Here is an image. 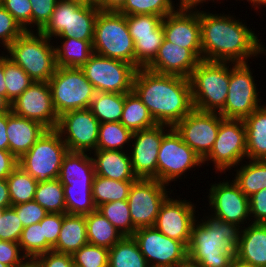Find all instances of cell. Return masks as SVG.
<instances>
[{
	"mask_svg": "<svg viewBox=\"0 0 266 267\" xmlns=\"http://www.w3.org/2000/svg\"><path fill=\"white\" fill-rule=\"evenodd\" d=\"M230 15L199 10L202 60L248 63L266 53L255 32Z\"/></svg>",
	"mask_w": 266,
	"mask_h": 267,
	"instance_id": "cell-1",
	"label": "cell"
},
{
	"mask_svg": "<svg viewBox=\"0 0 266 267\" xmlns=\"http://www.w3.org/2000/svg\"><path fill=\"white\" fill-rule=\"evenodd\" d=\"M132 90L147 107L157 124L174 127L193 109L190 79L136 70Z\"/></svg>",
	"mask_w": 266,
	"mask_h": 267,
	"instance_id": "cell-2",
	"label": "cell"
},
{
	"mask_svg": "<svg viewBox=\"0 0 266 267\" xmlns=\"http://www.w3.org/2000/svg\"><path fill=\"white\" fill-rule=\"evenodd\" d=\"M207 216L193 224L188 260L199 267H229L237 255L242 227L213 214Z\"/></svg>",
	"mask_w": 266,
	"mask_h": 267,
	"instance_id": "cell-3",
	"label": "cell"
},
{
	"mask_svg": "<svg viewBox=\"0 0 266 267\" xmlns=\"http://www.w3.org/2000/svg\"><path fill=\"white\" fill-rule=\"evenodd\" d=\"M34 32L36 31H24L5 50L7 57L19 65L33 81L48 82L57 68L55 45H52V39L40 31Z\"/></svg>",
	"mask_w": 266,
	"mask_h": 267,
	"instance_id": "cell-4",
	"label": "cell"
},
{
	"mask_svg": "<svg viewBox=\"0 0 266 267\" xmlns=\"http://www.w3.org/2000/svg\"><path fill=\"white\" fill-rule=\"evenodd\" d=\"M230 62L201 60L190 76L194 109L219 113L226 103Z\"/></svg>",
	"mask_w": 266,
	"mask_h": 267,
	"instance_id": "cell-5",
	"label": "cell"
},
{
	"mask_svg": "<svg viewBox=\"0 0 266 267\" xmlns=\"http://www.w3.org/2000/svg\"><path fill=\"white\" fill-rule=\"evenodd\" d=\"M93 53L118 59L135 67V48L126 17L115 11H99L94 25Z\"/></svg>",
	"mask_w": 266,
	"mask_h": 267,
	"instance_id": "cell-6",
	"label": "cell"
},
{
	"mask_svg": "<svg viewBox=\"0 0 266 267\" xmlns=\"http://www.w3.org/2000/svg\"><path fill=\"white\" fill-rule=\"evenodd\" d=\"M100 9L94 5H84L68 0H58L47 24L40 32L52 37H72L93 41L94 25Z\"/></svg>",
	"mask_w": 266,
	"mask_h": 267,
	"instance_id": "cell-7",
	"label": "cell"
},
{
	"mask_svg": "<svg viewBox=\"0 0 266 267\" xmlns=\"http://www.w3.org/2000/svg\"><path fill=\"white\" fill-rule=\"evenodd\" d=\"M68 148L56 129H47L36 143L18 159V165L36 181L57 179Z\"/></svg>",
	"mask_w": 266,
	"mask_h": 267,
	"instance_id": "cell-8",
	"label": "cell"
},
{
	"mask_svg": "<svg viewBox=\"0 0 266 267\" xmlns=\"http://www.w3.org/2000/svg\"><path fill=\"white\" fill-rule=\"evenodd\" d=\"M48 83L58 116L70 110L89 109L96 94L81 68L57 66Z\"/></svg>",
	"mask_w": 266,
	"mask_h": 267,
	"instance_id": "cell-9",
	"label": "cell"
},
{
	"mask_svg": "<svg viewBox=\"0 0 266 267\" xmlns=\"http://www.w3.org/2000/svg\"><path fill=\"white\" fill-rule=\"evenodd\" d=\"M96 92L128 93L132 91L136 68L125 61L93 53L81 67Z\"/></svg>",
	"mask_w": 266,
	"mask_h": 267,
	"instance_id": "cell-10",
	"label": "cell"
},
{
	"mask_svg": "<svg viewBox=\"0 0 266 267\" xmlns=\"http://www.w3.org/2000/svg\"><path fill=\"white\" fill-rule=\"evenodd\" d=\"M232 66V67H231ZM253 73L248 63L230 62V83L224 108L219 112L223 118L244 120L261 106Z\"/></svg>",
	"mask_w": 266,
	"mask_h": 267,
	"instance_id": "cell-11",
	"label": "cell"
},
{
	"mask_svg": "<svg viewBox=\"0 0 266 267\" xmlns=\"http://www.w3.org/2000/svg\"><path fill=\"white\" fill-rule=\"evenodd\" d=\"M246 159V128L242 119L224 118L214 146L210 153L203 159V164L213 161L214 169L225 173L227 169L243 164ZM241 162V163H240Z\"/></svg>",
	"mask_w": 266,
	"mask_h": 267,
	"instance_id": "cell-12",
	"label": "cell"
},
{
	"mask_svg": "<svg viewBox=\"0 0 266 267\" xmlns=\"http://www.w3.org/2000/svg\"><path fill=\"white\" fill-rule=\"evenodd\" d=\"M202 165L203 160L182 140L174 128L163 137L157 157L158 181L169 185L179 177L182 179L185 172Z\"/></svg>",
	"mask_w": 266,
	"mask_h": 267,
	"instance_id": "cell-13",
	"label": "cell"
},
{
	"mask_svg": "<svg viewBox=\"0 0 266 267\" xmlns=\"http://www.w3.org/2000/svg\"><path fill=\"white\" fill-rule=\"evenodd\" d=\"M166 186L156 179L138 178L133 182L127 203L136 229L154 227L162 203L172 193Z\"/></svg>",
	"mask_w": 266,
	"mask_h": 267,
	"instance_id": "cell-14",
	"label": "cell"
},
{
	"mask_svg": "<svg viewBox=\"0 0 266 267\" xmlns=\"http://www.w3.org/2000/svg\"><path fill=\"white\" fill-rule=\"evenodd\" d=\"M132 237L149 267H175L188 260V247L155 227L139 228Z\"/></svg>",
	"mask_w": 266,
	"mask_h": 267,
	"instance_id": "cell-15",
	"label": "cell"
},
{
	"mask_svg": "<svg viewBox=\"0 0 266 267\" xmlns=\"http://www.w3.org/2000/svg\"><path fill=\"white\" fill-rule=\"evenodd\" d=\"M100 122L89 109L70 110L59 116L56 130L71 152L96 150Z\"/></svg>",
	"mask_w": 266,
	"mask_h": 267,
	"instance_id": "cell-16",
	"label": "cell"
},
{
	"mask_svg": "<svg viewBox=\"0 0 266 267\" xmlns=\"http://www.w3.org/2000/svg\"><path fill=\"white\" fill-rule=\"evenodd\" d=\"M223 119L219 113L193 109L173 128L203 160L214 146Z\"/></svg>",
	"mask_w": 266,
	"mask_h": 267,
	"instance_id": "cell-17",
	"label": "cell"
},
{
	"mask_svg": "<svg viewBox=\"0 0 266 267\" xmlns=\"http://www.w3.org/2000/svg\"><path fill=\"white\" fill-rule=\"evenodd\" d=\"M173 127L164 124L134 132L131 152L132 169L137 178L157 180V157L163 137ZM134 140V141H133Z\"/></svg>",
	"mask_w": 266,
	"mask_h": 267,
	"instance_id": "cell-18",
	"label": "cell"
},
{
	"mask_svg": "<svg viewBox=\"0 0 266 267\" xmlns=\"http://www.w3.org/2000/svg\"><path fill=\"white\" fill-rule=\"evenodd\" d=\"M171 197V198H170ZM196 206L189 200L169 196L162 203L154 227L171 239L190 243L192 227L198 221Z\"/></svg>",
	"mask_w": 266,
	"mask_h": 267,
	"instance_id": "cell-19",
	"label": "cell"
},
{
	"mask_svg": "<svg viewBox=\"0 0 266 267\" xmlns=\"http://www.w3.org/2000/svg\"><path fill=\"white\" fill-rule=\"evenodd\" d=\"M11 111L21 117L37 121L47 129H56V113L48 82H33L13 103Z\"/></svg>",
	"mask_w": 266,
	"mask_h": 267,
	"instance_id": "cell-20",
	"label": "cell"
},
{
	"mask_svg": "<svg viewBox=\"0 0 266 267\" xmlns=\"http://www.w3.org/2000/svg\"><path fill=\"white\" fill-rule=\"evenodd\" d=\"M208 199L209 207L214 209L212 214L223 221L242 227L251 219L249 198L233 180L213 183L209 189Z\"/></svg>",
	"mask_w": 266,
	"mask_h": 267,
	"instance_id": "cell-21",
	"label": "cell"
},
{
	"mask_svg": "<svg viewBox=\"0 0 266 267\" xmlns=\"http://www.w3.org/2000/svg\"><path fill=\"white\" fill-rule=\"evenodd\" d=\"M176 9L163 18L164 38L180 47L190 49L202 60L199 10Z\"/></svg>",
	"mask_w": 266,
	"mask_h": 267,
	"instance_id": "cell-22",
	"label": "cell"
},
{
	"mask_svg": "<svg viewBox=\"0 0 266 267\" xmlns=\"http://www.w3.org/2000/svg\"><path fill=\"white\" fill-rule=\"evenodd\" d=\"M200 61L190 49L180 47L164 38L155 59L146 69L158 74L190 78Z\"/></svg>",
	"mask_w": 266,
	"mask_h": 267,
	"instance_id": "cell-23",
	"label": "cell"
},
{
	"mask_svg": "<svg viewBox=\"0 0 266 267\" xmlns=\"http://www.w3.org/2000/svg\"><path fill=\"white\" fill-rule=\"evenodd\" d=\"M47 130L37 121L18 116L12 111L7 112V136L9 151L19 159L36 143Z\"/></svg>",
	"mask_w": 266,
	"mask_h": 267,
	"instance_id": "cell-24",
	"label": "cell"
},
{
	"mask_svg": "<svg viewBox=\"0 0 266 267\" xmlns=\"http://www.w3.org/2000/svg\"><path fill=\"white\" fill-rule=\"evenodd\" d=\"M94 152V153H93ZM92 160L95 175L117 181H136L128 152L120 150H95Z\"/></svg>",
	"mask_w": 266,
	"mask_h": 267,
	"instance_id": "cell-25",
	"label": "cell"
},
{
	"mask_svg": "<svg viewBox=\"0 0 266 267\" xmlns=\"http://www.w3.org/2000/svg\"><path fill=\"white\" fill-rule=\"evenodd\" d=\"M236 257L255 267H266V224L250 223L242 227Z\"/></svg>",
	"mask_w": 266,
	"mask_h": 267,
	"instance_id": "cell-26",
	"label": "cell"
},
{
	"mask_svg": "<svg viewBox=\"0 0 266 267\" xmlns=\"http://www.w3.org/2000/svg\"><path fill=\"white\" fill-rule=\"evenodd\" d=\"M86 152H71L62 161L58 179L62 185L92 186L95 176L92 156Z\"/></svg>",
	"mask_w": 266,
	"mask_h": 267,
	"instance_id": "cell-27",
	"label": "cell"
},
{
	"mask_svg": "<svg viewBox=\"0 0 266 267\" xmlns=\"http://www.w3.org/2000/svg\"><path fill=\"white\" fill-rule=\"evenodd\" d=\"M246 159L266 160V105H261L244 119Z\"/></svg>",
	"mask_w": 266,
	"mask_h": 267,
	"instance_id": "cell-28",
	"label": "cell"
},
{
	"mask_svg": "<svg viewBox=\"0 0 266 267\" xmlns=\"http://www.w3.org/2000/svg\"><path fill=\"white\" fill-rule=\"evenodd\" d=\"M88 243L85 215L64 213L62 227L56 245L58 253L73 254Z\"/></svg>",
	"mask_w": 266,
	"mask_h": 267,
	"instance_id": "cell-29",
	"label": "cell"
},
{
	"mask_svg": "<svg viewBox=\"0 0 266 267\" xmlns=\"http://www.w3.org/2000/svg\"><path fill=\"white\" fill-rule=\"evenodd\" d=\"M56 38L63 40L60 45H55L56 65L58 67L81 68L93 54V41L78 40L72 37Z\"/></svg>",
	"mask_w": 266,
	"mask_h": 267,
	"instance_id": "cell-30",
	"label": "cell"
},
{
	"mask_svg": "<svg viewBox=\"0 0 266 267\" xmlns=\"http://www.w3.org/2000/svg\"><path fill=\"white\" fill-rule=\"evenodd\" d=\"M88 243L110 249L124 236L98 210L85 215Z\"/></svg>",
	"mask_w": 266,
	"mask_h": 267,
	"instance_id": "cell-31",
	"label": "cell"
},
{
	"mask_svg": "<svg viewBox=\"0 0 266 267\" xmlns=\"http://www.w3.org/2000/svg\"><path fill=\"white\" fill-rule=\"evenodd\" d=\"M120 123L132 133L151 128L157 124L150 115L147 107L133 90L125 93Z\"/></svg>",
	"mask_w": 266,
	"mask_h": 267,
	"instance_id": "cell-32",
	"label": "cell"
},
{
	"mask_svg": "<svg viewBox=\"0 0 266 267\" xmlns=\"http://www.w3.org/2000/svg\"><path fill=\"white\" fill-rule=\"evenodd\" d=\"M235 171L233 181L248 198L266 188V160L249 159Z\"/></svg>",
	"mask_w": 266,
	"mask_h": 267,
	"instance_id": "cell-33",
	"label": "cell"
},
{
	"mask_svg": "<svg viewBox=\"0 0 266 267\" xmlns=\"http://www.w3.org/2000/svg\"><path fill=\"white\" fill-rule=\"evenodd\" d=\"M124 101L123 93L96 92L89 110L100 123L120 122Z\"/></svg>",
	"mask_w": 266,
	"mask_h": 267,
	"instance_id": "cell-34",
	"label": "cell"
},
{
	"mask_svg": "<svg viewBox=\"0 0 266 267\" xmlns=\"http://www.w3.org/2000/svg\"><path fill=\"white\" fill-rule=\"evenodd\" d=\"M108 267H149L132 236H124L109 249Z\"/></svg>",
	"mask_w": 266,
	"mask_h": 267,
	"instance_id": "cell-35",
	"label": "cell"
},
{
	"mask_svg": "<svg viewBox=\"0 0 266 267\" xmlns=\"http://www.w3.org/2000/svg\"><path fill=\"white\" fill-rule=\"evenodd\" d=\"M134 181H117L95 175L92 184V196L96 207L117 200H127Z\"/></svg>",
	"mask_w": 266,
	"mask_h": 267,
	"instance_id": "cell-36",
	"label": "cell"
},
{
	"mask_svg": "<svg viewBox=\"0 0 266 267\" xmlns=\"http://www.w3.org/2000/svg\"><path fill=\"white\" fill-rule=\"evenodd\" d=\"M12 206L34 200L38 182L19 165L7 177Z\"/></svg>",
	"mask_w": 266,
	"mask_h": 267,
	"instance_id": "cell-37",
	"label": "cell"
},
{
	"mask_svg": "<svg viewBox=\"0 0 266 267\" xmlns=\"http://www.w3.org/2000/svg\"><path fill=\"white\" fill-rule=\"evenodd\" d=\"M34 201L49 213H66L64 189L58 178L39 182L36 187Z\"/></svg>",
	"mask_w": 266,
	"mask_h": 267,
	"instance_id": "cell-38",
	"label": "cell"
},
{
	"mask_svg": "<svg viewBox=\"0 0 266 267\" xmlns=\"http://www.w3.org/2000/svg\"><path fill=\"white\" fill-rule=\"evenodd\" d=\"M133 133L120 122H104L99 125L96 150H120L132 140Z\"/></svg>",
	"mask_w": 266,
	"mask_h": 267,
	"instance_id": "cell-39",
	"label": "cell"
},
{
	"mask_svg": "<svg viewBox=\"0 0 266 267\" xmlns=\"http://www.w3.org/2000/svg\"><path fill=\"white\" fill-rule=\"evenodd\" d=\"M135 48V68H146L156 57L164 40L163 26L161 25L153 35L131 36Z\"/></svg>",
	"mask_w": 266,
	"mask_h": 267,
	"instance_id": "cell-40",
	"label": "cell"
},
{
	"mask_svg": "<svg viewBox=\"0 0 266 267\" xmlns=\"http://www.w3.org/2000/svg\"><path fill=\"white\" fill-rule=\"evenodd\" d=\"M67 214L86 215L97 210L92 186L63 185Z\"/></svg>",
	"mask_w": 266,
	"mask_h": 267,
	"instance_id": "cell-41",
	"label": "cell"
},
{
	"mask_svg": "<svg viewBox=\"0 0 266 267\" xmlns=\"http://www.w3.org/2000/svg\"><path fill=\"white\" fill-rule=\"evenodd\" d=\"M97 210L106 217L123 236H132L137 230L132 223L127 200H117L102 204Z\"/></svg>",
	"mask_w": 266,
	"mask_h": 267,
	"instance_id": "cell-42",
	"label": "cell"
},
{
	"mask_svg": "<svg viewBox=\"0 0 266 267\" xmlns=\"http://www.w3.org/2000/svg\"><path fill=\"white\" fill-rule=\"evenodd\" d=\"M18 243L21 252L29 261H34L39 255L52 251L53 248L43 237L40 222L25 227Z\"/></svg>",
	"mask_w": 266,
	"mask_h": 267,
	"instance_id": "cell-43",
	"label": "cell"
},
{
	"mask_svg": "<svg viewBox=\"0 0 266 267\" xmlns=\"http://www.w3.org/2000/svg\"><path fill=\"white\" fill-rule=\"evenodd\" d=\"M3 68L5 85L7 88V99L13 103L34 81L7 55H3Z\"/></svg>",
	"mask_w": 266,
	"mask_h": 267,
	"instance_id": "cell-44",
	"label": "cell"
},
{
	"mask_svg": "<svg viewBox=\"0 0 266 267\" xmlns=\"http://www.w3.org/2000/svg\"><path fill=\"white\" fill-rule=\"evenodd\" d=\"M175 1L172 0H126L118 11L124 15H158L164 18L175 11Z\"/></svg>",
	"mask_w": 266,
	"mask_h": 267,
	"instance_id": "cell-45",
	"label": "cell"
},
{
	"mask_svg": "<svg viewBox=\"0 0 266 267\" xmlns=\"http://www.w3.org/2000/svg\"><path fill=\"white\" fill-rule=\"evenodd\" d=\"M72 259L79 267H108L109 249L87 243L72 254Z\"/></svg>",
	"mask_w": 266,
	"mask_h": 267,
	"instance_id": "cell-46",
	"label": "cell"
},
{
	"mask_svg": "<svg viewBox=\"0 0 266 267\" xmlns=\"http://www.w3.org/2000/svg\"><path fill=\"white\" fill-rule=\"evenodd\" d=\"M131 36L153 35L161 25L163 18L158 15H125Z\"/></svg>",
	"mask_w": 266,
	"mask_h": 267,
	"instance_id": "cell-47",
	"label": "cell"
},
{
	"mask_svg": "<svg viewBox=\"0 0 266 267\" xmlns=\"http://www.w3.org/2000/svg\"><path fill=\"white\" fill-rule=\"evenodd\" d=\"M24 229L16 211L10 207L0 216V240L18 243Z\"/></svg>",
	"mask_w": 266,
	"mask_h": 267,
	"instance_id": "cell-48",
	"label": "cell"
},
{
	"mask_svg": "<svg viewBox=\"0 0 266 267\" xmlns=\"http://www.w3.org/2000/svg\"><path fill=\"white\" fill-rule=\"evenodd\" d=\"M0 4L14 17L25 31H32V8L30 0H0Z\"/></svg>",
	"mask_w": 266,
	"mask_h": 267,
	"instance_id": "cell-49",
	"label": "cell"
},
{
	"mask_svg": "<svg viewBox=\"0 0 266 267\" xmlns=\"http://www.w3.org/2000/svg\"><path fill=\"white\" fill-rule=\"evenodd\" d=\"M24 31L14 17L0 4V44L4 50Z\"/></svg>",
	"mask_w": 266,
	"mask_h": 267,
	"instance_id": "cell-50",
	"label": "cell"
},
{
	"mask_svg": "<svg viewBox=\"0 0 266 267\" xmlns=\"http://www.w3.org/2000/svg\"><path fill=\"white\" fill-rule=\"evenodd\" d=\"M11 207L16 211L24 228L39 223L49 213L34 200Z\"/></svg>",
	"mask_w": 266,
	"mask_h": 267,
	"instance_id": "cell-51",
	"label": "cell"
},
{
	"mask_svg": "<svg viewBox=\"0 0 266 267\" xmlns=\"http://www.w3.org/2000/svg\"><path fill=\"white\" fill-rule=\"evenodd\" d=\"M58 0H30L32 8V27L40 31L50 20Z\"/></svg>",
	"mask_w": 266,
	"mask_h": 267,
	"instance_id": "cell-52",
	"label": "cell"
},
{
	"mask_svg": "<svg viewBox=\"0 0 266 267\" xmlns=\"http://www.w3.org/2000/svg\"><path fill=\"white\" fill-rule=\"evenodd\" d=\"M0 262L9 267H23L29 260L21 252L19 243L0 240Z\"/></svg>",
	"mask_w": 266,
	"mask_h": 267,
	"instance_id": "cell-53",
	"label": "cell"
},
{
	"mask_svg": "<svg viewBox=\"0 0 266 267\" xmlns=\"http://www.w3.org/2000/svg\"><path fill=\"white\" fill-rule=\"evenodd\" d=\"M64 213H48L41 221L43 237L54 247L62 227Z\"/></svg>",
	"mask_w": 266,
	"mask_h": 267,
	"instance_id": "cell-54",
	"label": "cell"
},
{
	"mask_svg": "<svg viewBox=\"0 0 266 267\" xmlns=\"http://www.w3.org/2000/svg\"><path fill=\"white\" fill-rule=\"evenodd\" d=\"M37 267H74L72 255L49 251L33 261Z\"/></svg>",
	"mask_w": 266,
	"mask_h": 267,
	"instance_id": "cell-55",
	"label": "cell"
},
{
	"mask_svg": "<svg viewBox=\"0 0 266 267\" xmlns=\"http://www.w3.org/2000/svg\"><path fill=\"white\" fill-rule=\"evenodd\" d=\"M251 223L266 224V188L249 197Z\"/></svg>",
	"mask_w": 266,
	"mask_h": 267,
	"instance_id": "cell-56",
	"label": "cell"
},
{
	"mask_svg": "<svg viewBox=\"0 0 266 267\" xmlns=\"http://www.w3.org/2000/svg\"><path fill=\"white\" fill-rule=\"evenodd\" d=\"M18 166V159L10 152L0 149V179H7Z\"/></svg>",
	"mask_w": 266,
	"mask_h": 267,
	"instance_id": "cell-57",
	"label": "cell"
},
{
	"mask_svg": "<svg viewBox=\"0 0 266 267\" xmlns=\"http://www.w3.org/2000/svg\"><path fill=\"white\" fill-rule=\"evenodd\" d=\"M0 149L9 151V140L7 136V112L0 113Z\"/></svg>",
	"mask_w": 266,
	"mask_h": 267,
	"instance_id": "cell-58",
	"label": "cell"
},
{
	"mask_svg": "<svg viewBox=\"0 0 266 267\" xmlns=\"http://www.w3.org/2000/svg\"><path fill=\"white\" fill-rule=\"evenodd\" d=\"M11 206L7 179H0V209L10 208Z\"/></svg>",
	"mask_w": 266,
	"mask_h": 267,
	"instance_id": "cell-59",
	"label": "cell"
},
{
	"mask_svg": "<svg viewBox=\"0 0 266 267\" xmlns=\"http://www.w3.org/2000/svg\"><path fill=\"white\" fill-rule=\"evenodd\" d=\"M126 0H103L97 7L100 11H115L118 12Z\"/></svg>",
	"mask_w": 266,
	"mask_h": 267,
	"instance_id": "cell-60",
	"label": "cell"
},
{
	"mask_svg": "<svg viewBox=\"0 0 266 267\" xmlns=\"http://www.w3.org/2000/svg\"><path fill=\"white\" fill-rule=\"evenodd\" d=\"M211 1V0H209ZM215 0H212L214 2ZM218 1V0H217ZM208 2V0H180L179 9H196L199 4Z\"/></svg>",
	"mask_w": 266,
	"mask_h": 267,
	"instance_id": "cell-61",
	"label": "cell"
},
{
	"mask_svg": "<svg viewBox=\"0 0 266 267\" xmlns=\"http://www.w3.org/2000/svg\"><path fill=\"white\" fill-rule=\"evenodd\" d=\"M1 55H0V95L7 98V88L5 85V76H4V68H3V54Z\"/></svg>",
	"mask_w": 266,
	"mask_h": 267,
	"instance_id": "cell-62",
	"label": "cell"
},
{
	"mask_svg": "<svg viewBox=\"0 0 266 267\" xmlns=\"http://www.w3.org/2000/svg\"><path fill=\"white\" fill-rule=\"evenodd\" d=\"M11 112V102L4 96L0 95V113Z\"/></svg>",
	"mask_w": 266,
	"mask_h": 267,
	"instance_id": "cell-63",
	"label": "cell"
},
{
	"mask_svg": "<svg viewBox=\"0 0 266 267\" xmlns=\"http://www.w3.org/2000/svg\"><path fill=\"white\" fill-rule=\"evenodd\" d=\"M229 267H255L252 264H249L248 262H245L241 260L240 258L234 256L230 262Z\"/></svg>",
	"mask_w": 266,
	"mask_h": 267,
	"instance_id": "cell-64",
	"label": "cell"
},
{
	"mask_svg": "<svg viewBox=\"0 0 266 267\" xmlns=\"http://www.w3.org/2000/svg\"><path fill=\"white\" fill-rule=\"evenodd\" d=\"M247 1L250 2V4L252 3V6H254L253 8L256 9H260L262 5H265L266 7V0H247Z\"/></svg>",
	"mask_w": 266,
	"mask_h": 267,
	"instance_id": "cell-65",
	"label": "cell"
},
{
	"mask_svg": "<svg viewBox=\"0 0 266 267\" xmlns=\"http://www.w3.org/2000/svg\"><path fill=\"white\" fill-rule=\"evenodd\" d=\"M175 267H199V266L187 260L186 262L176 265Z\"/></svg>",
	"mask_w": 266,
	"mask_h": 267,
	"instance_id": "cell-66",
	"label": "cell"
},
{
	"mask_svg": "<svg viewBox=\"0 0 266 267\" xmlns=\"http://www.w3.org/2000/svg\"><path fill=\"white\" fill-rule=\"evenodd\" d=\"M103 0H87V5L98 6Z\"/></svg>",
	"mask_w": 266,
	"mask_h": 267,
	"instance_id": "cell-67",
	"label": "cell"
},
{
	"mask_svg": "<svg viewBox=\"0 0 266 267\" xmlns=\"http://www.w3.org/2000/svg\"><path fill=\"white\" fill-rule=\"evenodd\" d=\"M23 267H37V266L33 261H29Z\"/></svg>",
	"mask_w": 266,
	"mask_h": 267,
	"instance_id": "cell-68",
	"label": "cell"
},
{
	"mask_svg": "<svg viewBox=\"0 0 266 267\" xmlns=\"http://www.w3.org/2000/svg\"><path fill=\"white\" fill-rule=\"evenodd\" d=\"M68 1H72V2H78L84 5H87V0H68Z\"/></svg>",
	"mask_w": 266,
	"mask_h": 267,
	"instance_id": "cell-69",
	"label": "cell"
},
{
	"mask_svg": "<svg viewBox=\"0 0 266 267\" xmlns=\"http://www.w3.org/2000/svg\"><path fill=\"white\" fill-rule=\"evenodd\" d=\"M0 267H9V266L0 262Z\"/></svg>",
	"mask_w": 266,
	"mask_h": 267,
	"instance_id": "cell-70",
	"label": "cell"
},
{
	"mask_svg": "<svg viewBox=\"0 0 266 267\" xmlns=\"http://www.w3.org/2000/svg\"><path fill=\"white\" fill-rule=\"evenodd\" d=\"M3 210H4V209H0V216L2 215Z\"/></svg>",
	"mask_w": 266,
	"mask_h": 267,
	"instance_id": "cell-71",
	"label": "cell"
}]
</instances>
